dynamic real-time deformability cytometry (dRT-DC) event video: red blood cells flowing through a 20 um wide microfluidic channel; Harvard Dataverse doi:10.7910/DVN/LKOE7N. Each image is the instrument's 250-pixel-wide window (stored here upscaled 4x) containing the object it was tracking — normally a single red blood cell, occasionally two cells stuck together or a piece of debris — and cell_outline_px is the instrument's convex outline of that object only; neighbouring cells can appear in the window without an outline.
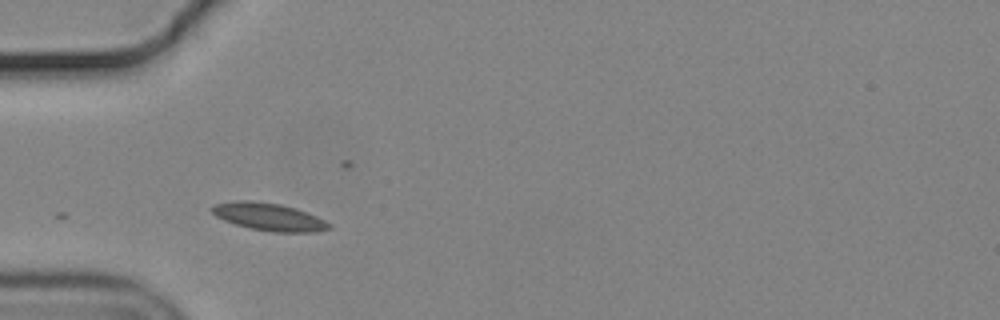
{"species": "common noctule bat (a hibernating species)", "species_latin": "Nyctalus noctula", "temperature_condition": "cold", "stored_images_in_passage": 5, "camera_frame_rate_fps": 3000, "um_per_image_px": 0.085, "animal": {"sex": "male", "body_mass_g": 19.2, "forearm_length_mm": 51.8}, "frame": {"image": 1, "passage_image": 1, "time_ms": 0.0, "image_size_px": [1000, 320], "cell_outline_px": [[332, 228], [316, 232], [272, 232], [252, 228], [236, 224], [224, 220], [216, 216], [208, 208], [212, 204], [236, 200], [248, 200], [280, 204], [296, 208], [316, 216], [332, 224]], "centroid_in_image_um": [22.84, 18.42], "position_along_channel_um": 62.2, "area_um2": 18.9}}
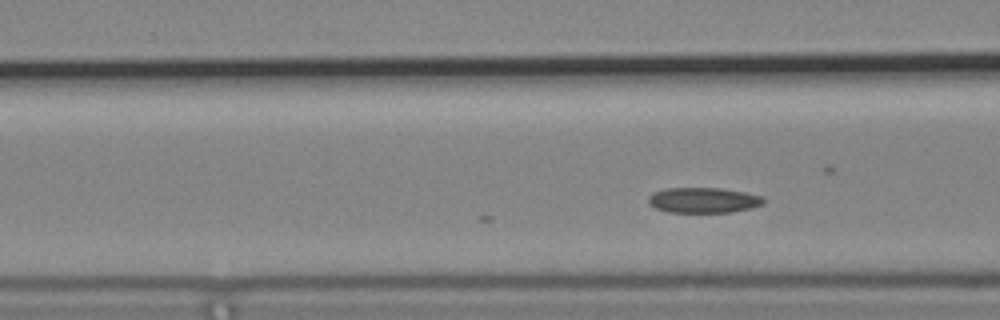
{"frame": {"image": 2, "passage_image": 5, "time_ms": 1.333, "image_size_px": [1000, 320], "cell_outline_px": [[764, 204], [752, 208], [732, 212], [668, 212], [656, 208], [648, 204], [648, 196], [652, 192], [664, 188], [720, 188], [744, 192], [760, 196], [764, 200]], "centroid_in_image_um": [59.75, 17.01], "position_along_channel_um": 106.9, "area_um2": 17.11}}